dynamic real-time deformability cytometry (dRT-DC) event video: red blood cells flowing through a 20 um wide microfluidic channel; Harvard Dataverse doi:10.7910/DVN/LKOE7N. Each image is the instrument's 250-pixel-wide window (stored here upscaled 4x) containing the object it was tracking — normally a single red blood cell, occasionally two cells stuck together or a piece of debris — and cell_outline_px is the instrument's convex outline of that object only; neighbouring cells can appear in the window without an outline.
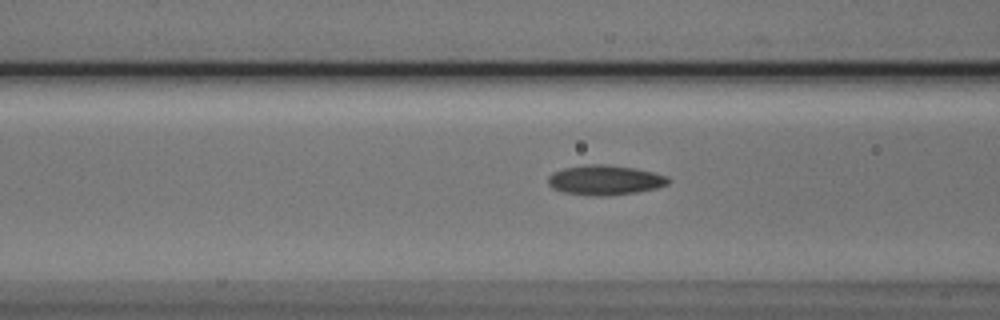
{"species": "Egyptian fruit bat (a non-hibernating species)", "species_latin": "Rousettus aegyptiacus", "temperature_condition": "cold", "stored_images_in_passage": 9, "camera_frame_rate_fps": 3000, "um_per_image_px": 0.085, "animal": {"sex": "male"}, "frame": {"image": 1, "passage_image": 7, "time_ms": 2.0, "image_size_px": [1000, 320], "cell_outline_px": [[672, 180], [668, 184], [656, 188], [636, 192], [612, 196], [592, 196], [560, 192], [552, 188], [548, 184], [548, 176], [552, 172], [564, 168], [584, 164], [604, 164], [636, 168], [668, 176]], "centroid_in_image_um": [51.4, 15.31], "position_along_channel_um": 115.2, "area_um2": 21.27}}